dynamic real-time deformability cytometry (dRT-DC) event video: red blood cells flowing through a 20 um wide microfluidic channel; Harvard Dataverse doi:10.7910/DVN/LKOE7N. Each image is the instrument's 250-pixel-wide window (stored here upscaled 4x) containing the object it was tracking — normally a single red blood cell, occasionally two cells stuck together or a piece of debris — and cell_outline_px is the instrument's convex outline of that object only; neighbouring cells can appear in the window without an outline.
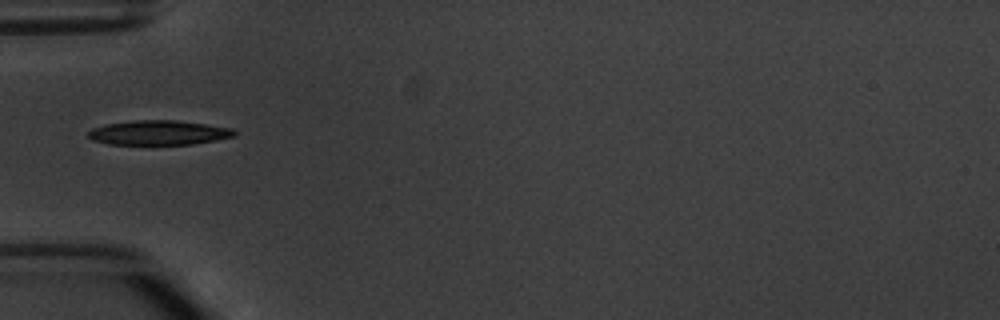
{"species": "common noctule bat (a hibernating species)", "species_latin": "Nyctalus noctula", "temperature_condition": "warm", "stored_images_in_passage": 5, "camera_frame_rate_fps": 3000, "um_per_image_px": 0.085, "animal": {"sex": "male", "body_mass_g": 20.1, "forearm_length_mm": 53.5}, "frame": {"image": 1, "passage_image": 5, "time_ms": 4.667, "image_size_px": [1000, 320], "cell_outline_px": [[236, 136], [216, 140], [192, 144], [108, 144], [92, 140], [88, 136], [88, 132], [92, 128], [104, 124], [132, 120], [176, 120], [232, 128], [236, 132]], "centroid_in_image_um": [13.47, 11.27], "position_along_channel_um": 71.5, "area_um2": 20.92}}